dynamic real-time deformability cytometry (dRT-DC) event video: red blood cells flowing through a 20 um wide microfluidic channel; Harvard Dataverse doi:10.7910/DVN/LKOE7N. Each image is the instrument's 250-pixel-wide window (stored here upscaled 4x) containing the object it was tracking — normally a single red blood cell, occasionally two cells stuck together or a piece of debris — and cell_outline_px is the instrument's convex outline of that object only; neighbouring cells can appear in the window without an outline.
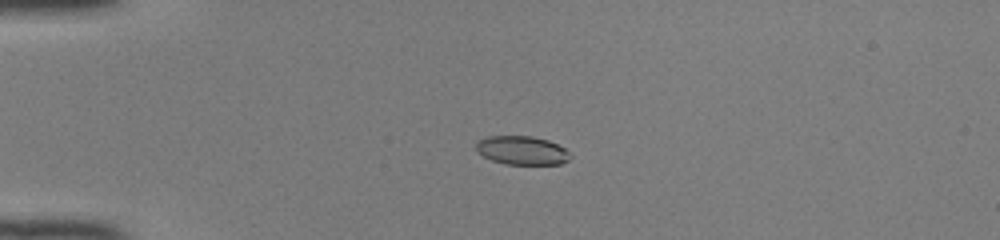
{"species": "common noctule bat (a hibernating species)", "species_latin": "Nyctalus noctula", "temperature_condition": "room temperature", "stored_images_in_passage": 51, "camera_frame_rate_fps": 3000, "um_per_image_px": 0.085, "animal": {"sex": "female", "body_mass_g": 22.0, "forearm_length_mm": 56.7}, "frame": {"image": 1, "passage_image": 14, "time_ms": 4.333, "image_size_px": [1000, 240], "cell_outline_px": [[572, 156], [568, 160], [560, 164], [504, 164], [492, 160], [476, 152], [476, 144], [480, 140], [488, 136], [532, 136], [548, 140], [564, 148]], "centroid_in_image_um": [44.36, 12.78], "position_along_channel_um": 40.6, "area_um2": 15.66}}
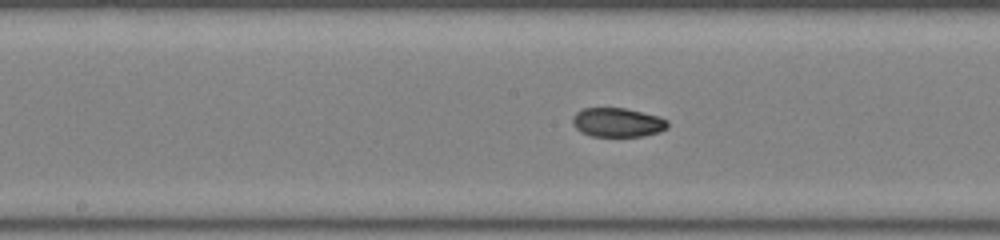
{"frame": {"image": 2, "passage_image": 28, "time_ms": 9.0, "image_size_px": [1000, 240], "cell_outline_px": [[668, 128], [660, 132], [644, 136], [592, 136], [580, 132], [572, 124], [572, 116], [576, 112], [584, 108], [624, 108], [660, 116], [668, 120]], "centroid_in_image_um": [52.5, 10.41], "position_along_channel_um": 195.7, "area_um2": 16.3}}
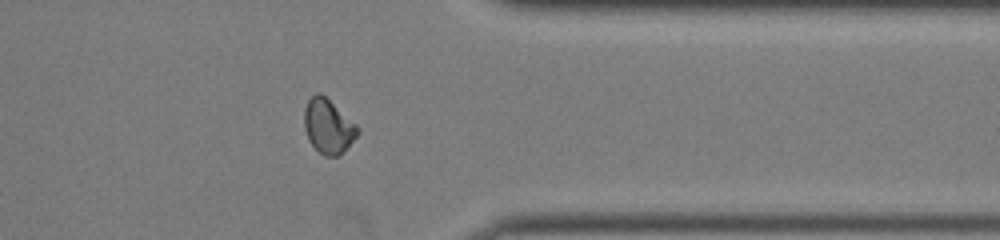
{"frame": {"image": 3, "passage_image": 42, "time_ms": 13.667, "image_size_px": [1000, 240], "cell_outline_px": [[360, 132], [336, 156], [324, 156], [308, 140], [304, 128], [304, 108], [308, 100], [316, 92], [320, 92], [356, 124], [360, 128]], "centroid_in_image_um": [27.86, 10.7], "position_along_channel_um": 383.5, "area_um2": 16.53}, "authors_computed_cell_mechanics": {"area_um2": 16.5308, "velocity_mm_per_s": 4.1377, "shape_relaxation_time_tau1_ms": null, "shape_relaxation_time_tau2_ms": 2.5611, "deformation_change_tau1": null, "deformation_change_tau2": 0.0486}}